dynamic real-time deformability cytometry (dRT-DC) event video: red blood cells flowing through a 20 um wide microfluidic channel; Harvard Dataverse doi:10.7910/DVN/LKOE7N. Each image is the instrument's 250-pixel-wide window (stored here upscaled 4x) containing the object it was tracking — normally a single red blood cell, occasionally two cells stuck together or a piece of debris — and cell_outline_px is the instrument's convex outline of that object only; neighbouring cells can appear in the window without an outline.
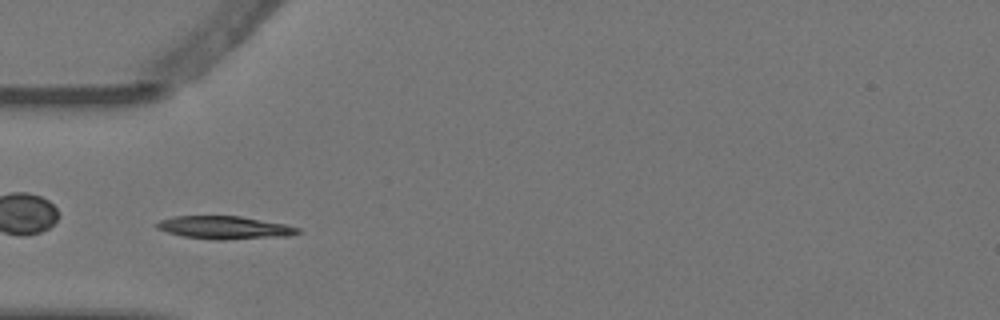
{"species": "Egyptian fruit bat (a non-hibernating species)", "species_latin": "Rousettus aegyptiacus", "temperature_condition": "warm", "stored_images_in_passage": 4, "camera_frame_rate_fps": 3000, "um_per_image_px": 0.085, "animal": {"sex": "female"}, "frame": {"image": 1, "passage_image": 4, "time_ms": 1.0, "image_size_px": [1000, 320], "cell_outline_px": [[300, 232], [288, 236], [224, 240], [216, 240], [184, 236], [168, 232], [156, 228], [156, 224], [160, 220], [176, 216], [240, 216], [284, 224], [300, 228]], "centroid_in_image_um": [19.1, 19.34], "position_along_channel_um": 65.9, "area_um2": 18.67}}